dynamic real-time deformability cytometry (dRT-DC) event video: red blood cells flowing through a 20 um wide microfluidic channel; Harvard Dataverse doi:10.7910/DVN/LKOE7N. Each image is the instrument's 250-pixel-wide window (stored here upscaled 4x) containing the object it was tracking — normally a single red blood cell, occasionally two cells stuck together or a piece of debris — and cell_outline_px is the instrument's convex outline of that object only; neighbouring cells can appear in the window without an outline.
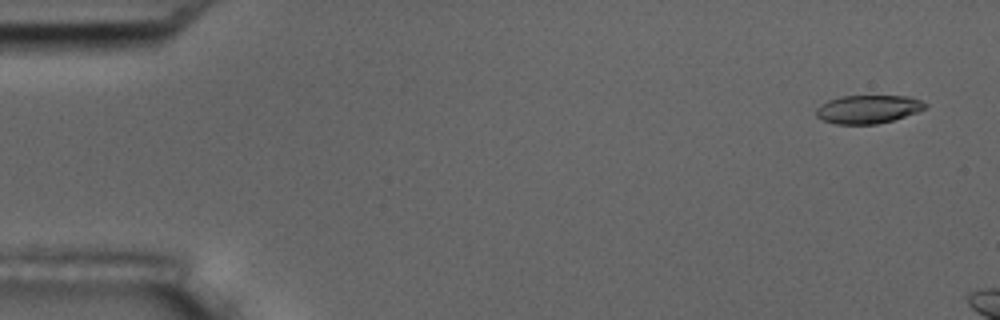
{"species": "common noctule bat (a hibernating species)", "species_latin": "Nyctalus noctula", "temperature_condition": "room temperature", "stored_images_in_passage": 3, "camera_frame_rate_fps": 3000, "um_per_image_px": 0.085, "animal": {"sex": "male", "body_mass_g": 17.5, "forearm_length_mm": 52.3}, "frame": {"image": 1, "passage_image": 1, "time_ms": 0.0, "image_size_px": [1000, 320], "cell_outline_px": [[928, 108], [892, 120], [876, 124], [836, 124], [820, 120], [816, 116], [816, 108], [820, 104], [828, 100], [844, 96], [904, 96], [920, 100], [928, 104]], "centroid_in_image_um": [73.75, 9.29], "position_along_channel_um": 11.2, "area_um2": 17.98}}